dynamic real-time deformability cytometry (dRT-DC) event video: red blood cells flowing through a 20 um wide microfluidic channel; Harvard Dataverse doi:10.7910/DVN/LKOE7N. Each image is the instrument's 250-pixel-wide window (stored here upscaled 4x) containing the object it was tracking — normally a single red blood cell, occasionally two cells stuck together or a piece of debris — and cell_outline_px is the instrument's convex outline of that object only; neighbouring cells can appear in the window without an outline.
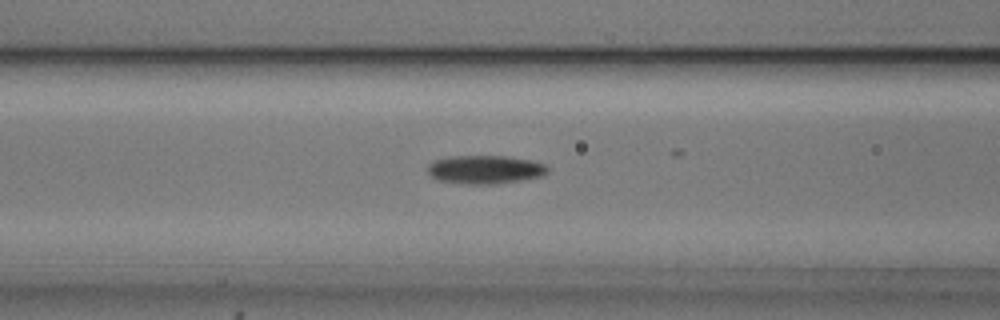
{"species": "common noctule bat (a hibernating species)", "species_latin": "Nyctalus noctula", "temperature_condition": "cold", "stored_images_in_passage": 55, "camera_frame_rate_fps": 3000, "um_per_image_px": 0.085, "animal": {"sex": "male", "body_mass_g": 20.5, "forearm_length_mm": 52.5}, "frame": {"image": 1, "passage_image": 22, "time_ms": 7.0, "image_size_px": [1000, 320], "cell_outline_px": [[548, 172], [544, 176], [496, 184], [468, 184], [440, 180], [432, 176], [428, 172], [428, 164], [436, 160], [448, 156], [508, 156], [528, 160], [544, 164], [548, 168]], "centroid_in_image_um": [41.25, 14.41], "position_along_channel_um": 125.4, "area_um2": 19.77}}
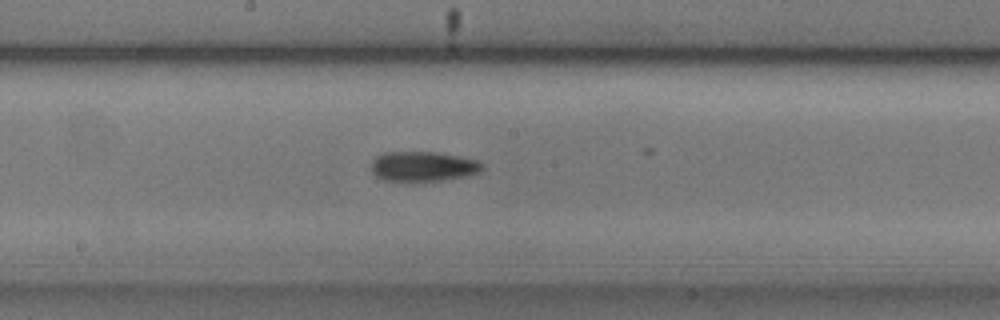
{"frame": {"image": 2, "passage_image": 29, "time_ms": 9.333, "image_size_px": [1000, 320], "cell_outline_px": [[484, 168], [480, 172], [464, 176], [440, 180], [384, 180], [376, 176], [372, 172], [372, 160], [376, 156], [384, 152], [436, 152], [476, 160], [484, 164]], "centroid_in_image_um": [35.95, 14.13], "position_along_channel_um": 212.3, "area_um2": 19.02}}
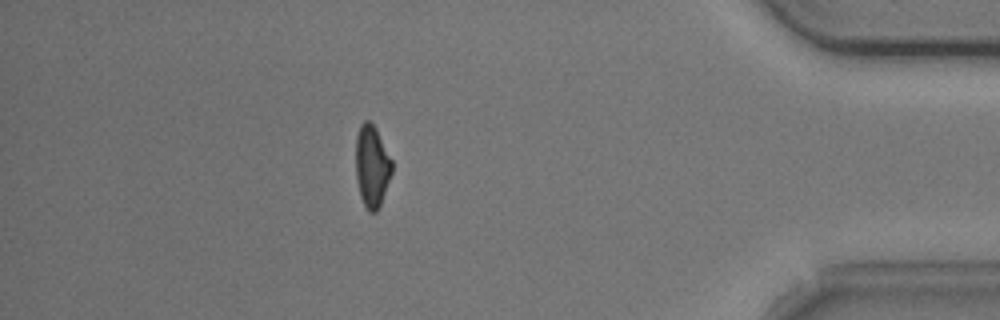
{"frame": {"image": 3, "passage_image": 48, "time_ms": 15.667, "image_size_px": [1000, 320], "cell_outline_px": [[392, 172], [380, 204], [376, 212], [368, 212], [360, 196], [356, 176], [356, 136], [360, 124], [364, 120], [368, 120], [376, 128], [392, 160]], "centroid_in_image_um": [31.6, 14.1], "position_along_channel_um": 403.6, "area_um2": 17.17}, "authors_computed_cell_mechanics": {"area_um2": 18.2648, "velocity_mm_per_s": 3.7109, "shape_relaxation_time_tau1_ms": 5.1332, "shape_relaxation_time_tau2_ms": 11.1299, "deformation_change_tau1": 0.1304, "deformation_change_tau2": 0.239}}